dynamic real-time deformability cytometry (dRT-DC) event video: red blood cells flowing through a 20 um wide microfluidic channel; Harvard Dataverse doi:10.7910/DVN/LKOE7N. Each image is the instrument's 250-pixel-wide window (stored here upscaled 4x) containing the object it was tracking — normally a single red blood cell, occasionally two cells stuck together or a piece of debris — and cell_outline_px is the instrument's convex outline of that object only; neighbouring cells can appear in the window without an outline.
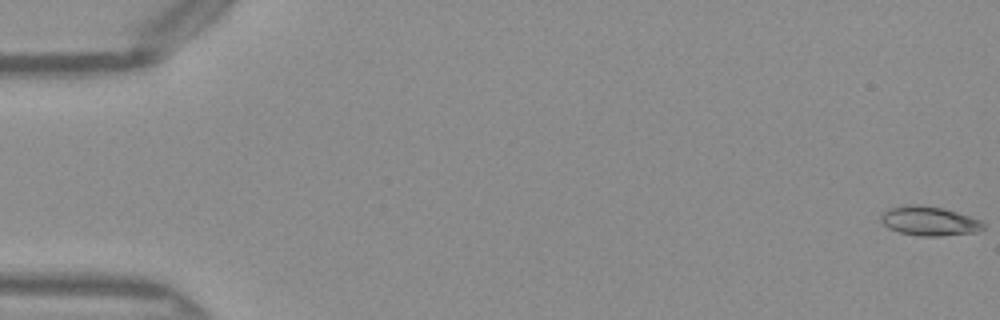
{"species": "Egyptian fruit bat (a non-hibernating species)", "species_latin": "Rousettus aegyptiacus", "temperature_condition": "warm", "stored_images_in_passage": 12, "camera_frame_rate_fps": 3000, "um_per_image_px": 0.085, "frame": {"image": 1, "passage_image": 1, "time_ms": 0.0, "image_size_px": [1000, 320], "cell_outline_px": [[984, 228], [980, 232], [936, 236], [920, 236], [900, 232], [888, 228], [880, 220], [880, 216], [888, 208], [904, 204], [916, 204], [944, 208], [980, 220], [984, 224]], "centroid_in_image_um": [78.97, 18.78], "position_along_channel_um": 6.0, "area_um2": 17.51}}